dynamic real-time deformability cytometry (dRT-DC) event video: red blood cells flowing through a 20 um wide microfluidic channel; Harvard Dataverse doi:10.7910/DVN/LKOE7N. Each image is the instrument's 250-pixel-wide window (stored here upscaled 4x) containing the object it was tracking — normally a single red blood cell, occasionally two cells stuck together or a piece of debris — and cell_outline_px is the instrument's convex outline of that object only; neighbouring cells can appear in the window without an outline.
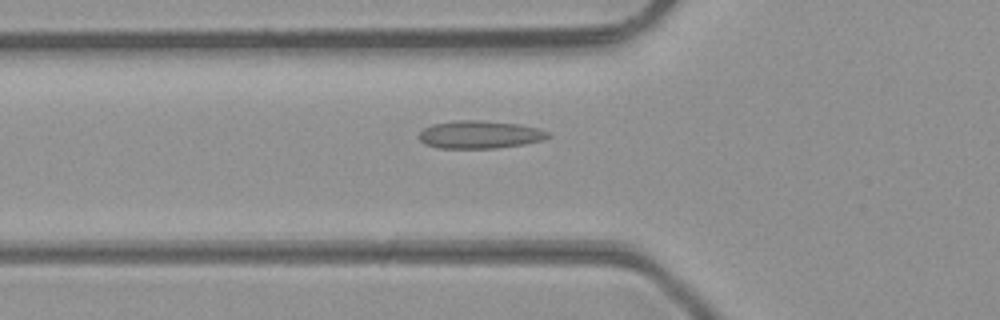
{"species": "common noctule bat (a hibernating species)", "species_latin": "Nyctalus noctula", "temperature_condition": "room temperature", "stored_images_in_passage": 38, "camera_frame_rate_fps": 3000, "um_per_image_px": 0.085, "animal": {"sex": "male", "body_mass_g": 23.1, "forearm_length_mm": 52.7}, "frame": {"image": 1, "passage_image": 7, "time_ms": 2.0, "image_size_px": [1000, 320], "cell_outline_px": [[552, 136], [544, 140], [524, 144], [496, 148], [436, 148], [424, 144], [420, 140], [420, 132], [424, 128], [432, 124], [456, 120], [480, 120], [520, 124], [536, 128], [548, 132]], "centroid_in_image_um": [40.78, 11.44], "position_along_channel_um": 85.0, "area_um2": 20.98}}
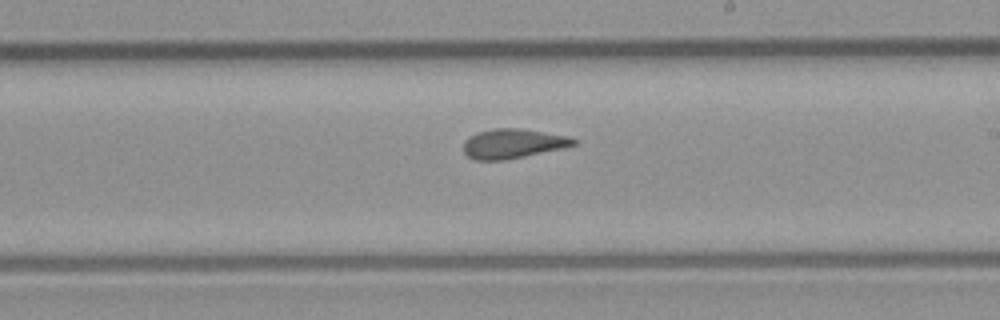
{"frame": {"image": 2, "passage_image": 18, "time_ms": 5.667, "image_size_px": [1000, 320], "cell_outline_px": [[576, 144], [564, 148], [504, 160], [476, 160], [468, 156], [464, 152], [464, 140], [480, 132], [496, 128], [520, 128], [568, 136], [576, 140]], "centroid_in_image_um": [43.61, 12.21], "position_along_channel_um": 245.4, "area_um2": 18.67}}
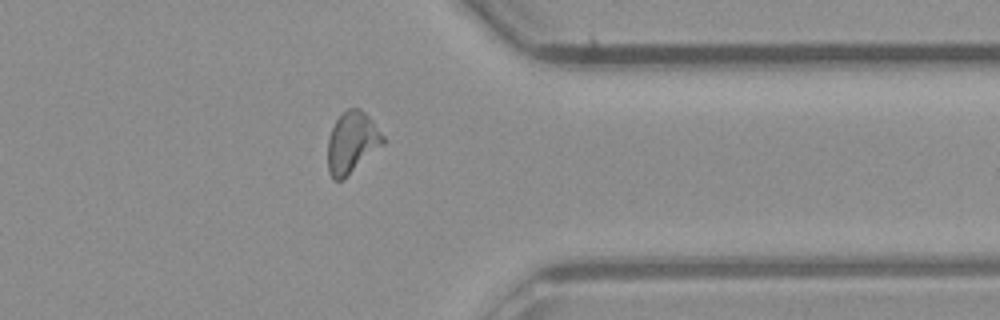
{"frame": {"image": 3, "passage_image": 28, "time_ms": 9.0, "image_size_px": [1000, 320], "cell_outline_px": [[388, 140], [384, 144], [340, 180], [332, 180], [328, 172], [328, 140], [332, 128], [336, 120], [348, 108], [360, 108], [372, 120]], "centroid_in_image_um": [29.93, 12.09], "position_along_channel_um": 381.5, "area_um2": 19.48}, "authors_computed_cell_mechanics": {"area_um2": 19.2185, "velocity_mm_per_s": 4.3457, "shape_relaxation_time_tau1_ms": 9.5694, "shape_relaxation_time_tau2_ms": 1.5159, "deformation_change_tau1": 0.2277, "deformation_change_tau2": 0.0643}}